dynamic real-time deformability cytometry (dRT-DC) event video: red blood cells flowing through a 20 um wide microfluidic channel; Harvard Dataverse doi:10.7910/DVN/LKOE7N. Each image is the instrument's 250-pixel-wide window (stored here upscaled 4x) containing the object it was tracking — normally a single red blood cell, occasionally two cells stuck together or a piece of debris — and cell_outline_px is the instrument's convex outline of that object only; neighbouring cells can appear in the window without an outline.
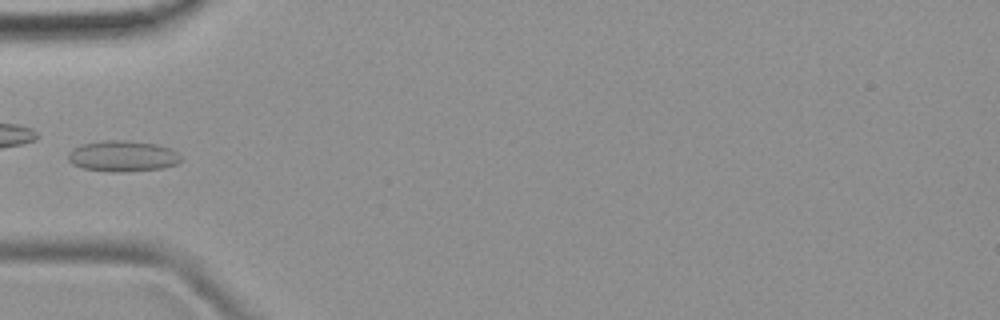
{"species": "common noctule bat (a hibernating species)", "species_latin": "Nyctalus noctula", "temperature_condition": "room temperature", "stored_images_in_passage": 6, "camera_frame_rate_fps": 3000, "um_per_image_px": 0.085, "animal": {"sex": "female", "body_mass_g": 19.9}, "frame": {"image": 1, "passage_image": 5, "time_ms": 4.667, "image_size_px": [1000, 320], "cell_outline_px": [[184, 160], [176, 164], [164, 168], [124, 172], [112, 172], [84, 168], [72, 164], [68, 160], [68, 152], [72, 148], [80, 144], [104, 140], [124, 140], [156, 144], [172, 148]], "centroid_in_image_um": [10.43, 13.27], "position_along_channel_um": 74.6, "area_um2": 20.58}}
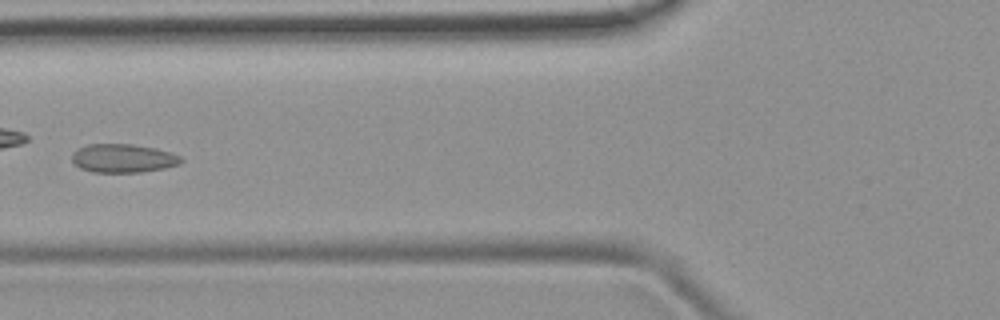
{"frame": {"image": 2, "passage_image": 6, "time_ms": 5.667, "image_size_px": [1000, 320], "cell_outline_px": [[184, 160], [180, 164], [164, 168], [140, 172], [92, 172], [80, 168], [72, 160], [72, 152], [76, 148], [88, 144], [132, 144], [156, 148], [172, 152], [180, 156]], "centroid_in_image_um": [10.47, 13.44], "position_along_channel_um": 115.3, "area_um2": 18.32}}